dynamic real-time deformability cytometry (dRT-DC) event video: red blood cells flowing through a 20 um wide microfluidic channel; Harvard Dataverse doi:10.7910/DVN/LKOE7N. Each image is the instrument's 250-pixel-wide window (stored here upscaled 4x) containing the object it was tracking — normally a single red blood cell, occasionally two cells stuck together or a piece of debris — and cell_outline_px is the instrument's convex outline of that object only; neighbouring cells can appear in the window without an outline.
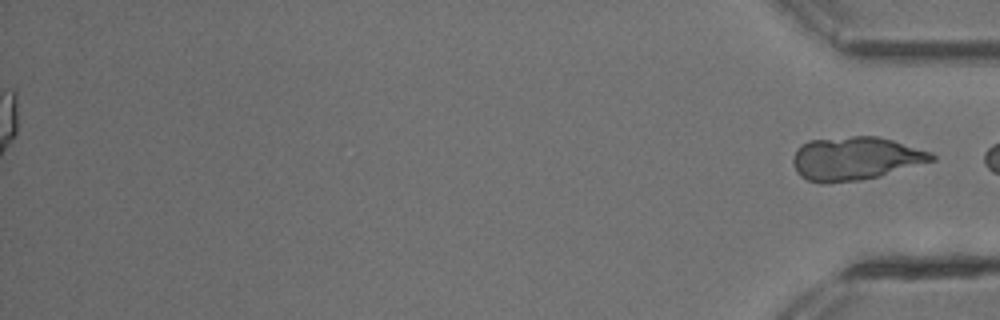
{"species": "common noctule bat (a hibernating species)", "species_latin": "Nyctalus noctula", "temperature_condition": "cold", "stored_images_in_passage": 39, "segment_of_instrument_passage": [2, 2], "camera_frame_rate_fps": 3000, "um_per_image_px": 0.085, "animal": {"sex": "male", "body_mass_g": 13.3}, "frame": {"image": 1, "passage_image": 39, "time_ms": 12.667, "image_size_px": [1000, 320], "cell_outline_px": [[936, 160], [880, 176], [860, 180], [824, 184], [820, 184], [808, 180], [800, 176], [796, 172], [792, 160], [796, 148], [800, 144], [808, 140], [852, 136], [876, 136], [892, 140], [932, 152], [936, 156]], "centroid_in_image_um": [72.68, 13.47], "position_along_channel_um": 362.5, "area_um2": 35.32}}